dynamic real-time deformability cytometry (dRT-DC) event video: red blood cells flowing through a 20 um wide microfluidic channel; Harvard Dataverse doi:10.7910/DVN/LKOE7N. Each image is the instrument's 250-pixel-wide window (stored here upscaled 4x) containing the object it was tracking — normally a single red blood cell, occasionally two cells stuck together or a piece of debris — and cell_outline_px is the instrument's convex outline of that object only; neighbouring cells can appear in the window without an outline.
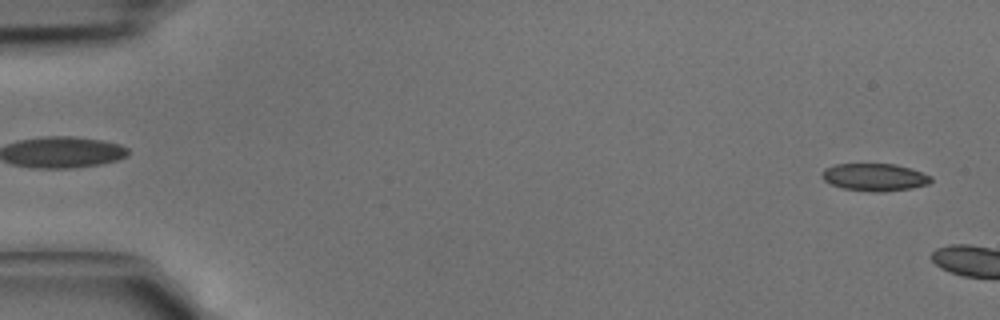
{"species": "common noctule bat (a hibernating species)", "species_latin": "Nyctalus noctula", "temperature_condition": "cold", "stored_images_in_passage": 3, "camera_frame_rate_fps": 3000, "um_per_image_px": 0.085, "animal": {"sex": "male", "body_mass_g": 15.6}, "frame": {"image": 1, "passage_image": 1, "time_ms": 0.0, "image_size_px": [1000, 320], "cell_outline_px": [[932, 180], [928, 184], [908, 188], [884, 192], [876, 192], [844, 188], [832, 184], [824, 180], [824, 168], [836, 164], [896, 164], [932, 176]], "centroid_in_image_um": [74.36, 15.05], "position_along_channel_um": 10.6, "area_um2": 17.05}}